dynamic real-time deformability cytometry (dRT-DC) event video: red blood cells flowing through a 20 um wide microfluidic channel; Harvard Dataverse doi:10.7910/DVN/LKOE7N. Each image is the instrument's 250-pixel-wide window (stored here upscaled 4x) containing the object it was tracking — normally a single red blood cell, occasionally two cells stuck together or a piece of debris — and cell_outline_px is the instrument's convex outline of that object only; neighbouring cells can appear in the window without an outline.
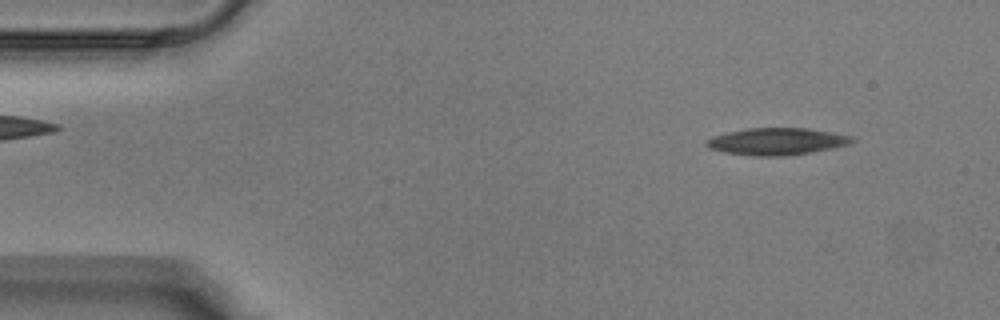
{"species": "Egyptian fruit bat (a non-hibernating species)", "species_latin": "Rousettus aegyptiacus", "temperature_condition": "warm", "stored_images_in_passage": 37, "camera_frame_rate_fps": 3000, "um_per_image_px": 0.085, "animal": {"sex": "male"}, "frame": {"image": 1, "passage_image": 3, "time_ms": 0.667, "image_size_px": [1000, 320], "cell_outline_px": [[856, 140], [848, 144], [832, 148], [812, 152], [788, 156], [752, 156], [724, 152], [708, 148], [704, 144], [704, 140], [728, 132], [748, 128], [808, 128], [852, 136]], "centroid_in_image_um": [66.01, 12.03], "position_along_channel_um": 19.0, "area_um2": 22.95}}
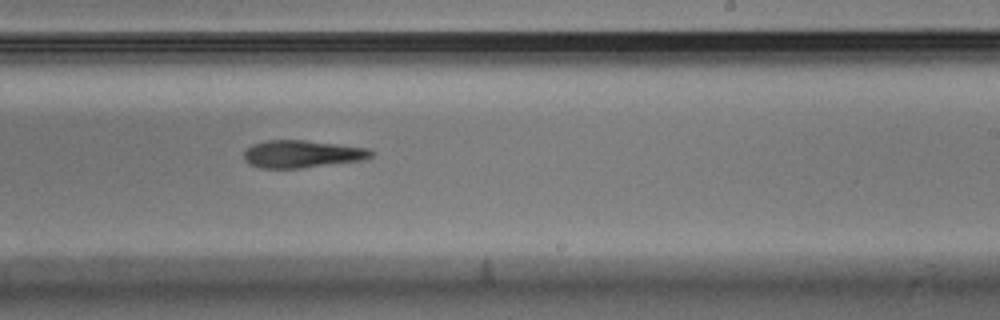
{"frame": {"image": 2, "passage_image": 22, "time_ms": 7.0, "image_size_px": [1000, 320], "cell_outline_px": [[376, 152], [368, 160], [300, 168], [260, 168], [248, 164], [244, 160], [244, 152], [252, 144], [264, 140], [304, 140], [372, 148]], "centroid_in_image_um": [25.74, 13.09], "position_along_channel_um": 263.3, "area_um2": 20.81}}
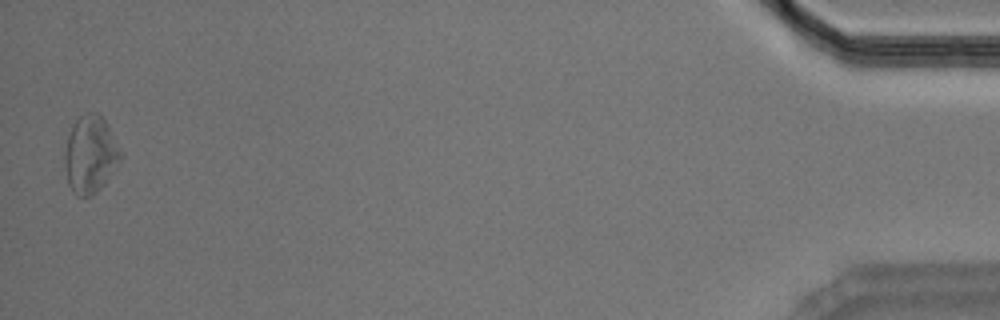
{"frame": {"image": 3, "passage_image": 37, "time_ms": 12.0, "image_size_px": [1000, 320], "cell_outline_px": [[124, 156], [116, 168], [104, 184], [92, 196], [76, 196], [72, 192], [68, 184], [64, 164], [64, 152], [68, 136], [72, 124], [80, 116], [88, 112], [96, 112], [108, 124], [124, 152]], "centroid_in_image_um": [7.71, 13.13], "position_along_channel_um": 427.5, "area_um2": 25.72}}